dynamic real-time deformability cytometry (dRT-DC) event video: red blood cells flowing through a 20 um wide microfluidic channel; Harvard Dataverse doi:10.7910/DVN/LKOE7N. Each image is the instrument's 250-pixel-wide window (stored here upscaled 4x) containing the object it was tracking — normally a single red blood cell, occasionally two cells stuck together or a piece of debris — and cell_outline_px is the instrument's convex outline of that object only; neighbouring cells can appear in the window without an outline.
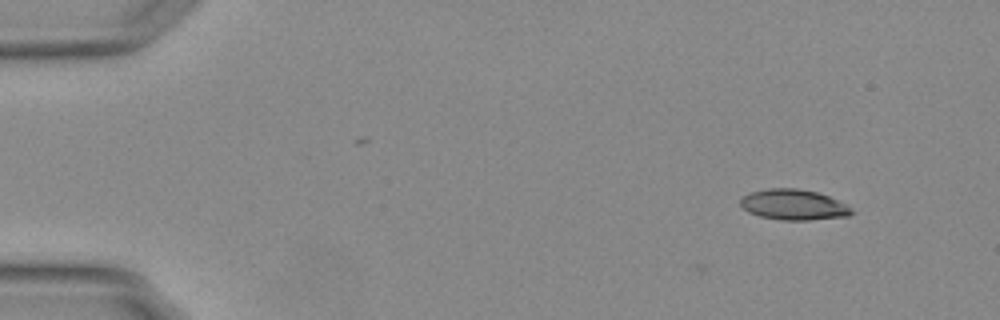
{"species": "Egyptian fruit bat (a non-hibernating species)", "species_latin": "Rousettus aegyptiacus", "temperature_condition": "warm", "stored_images_in_passage": 8, "camera_frame_rate_fps": 3000, "um_per_image_px": 0.085, "animal": {"sex": "female"}, "frame": {"image": 1, "passage_image": 1, "time_ms": 0.0, "image_size_px": [1000, 320], "cell_outline_px": [[856, 212], [848, 216], [808, 220], [780, 220], [760, 216], [748, 212], [740, 204], [740, 200], [744, 196], [752, 192], [768, 188], [796, 188], [816, 192], [828, 196], [844, 204]], "centroid_in_image_um": [67.45, 17.41], "position_along_channel_um": 17.6, "area_um2": 19.59}}